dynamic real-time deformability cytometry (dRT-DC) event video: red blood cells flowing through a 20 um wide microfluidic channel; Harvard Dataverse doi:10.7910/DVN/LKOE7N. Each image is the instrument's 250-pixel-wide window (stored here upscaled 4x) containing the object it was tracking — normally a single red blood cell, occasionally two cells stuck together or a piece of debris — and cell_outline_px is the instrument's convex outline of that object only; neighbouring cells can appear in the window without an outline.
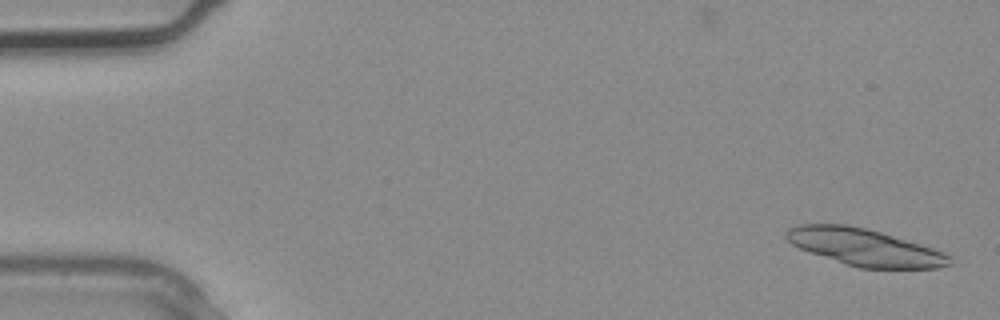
{"species": "common noctule bat (a hibernating species)", "species_latin": "Nyctalus noctula", "temperature_condition": "warm", "stored_images_in_passage": 3, "camera_frame_rate_fps": 3000, "um_per_image_px": 0.085, "animal": {"sex": "male", "body_mass_g": 20.4}, "frame": {"image": 1, "passage_image": 1, "time_ms": 0.0, "image_size_px": [1000, 320], "cell_outline_px": [[952, 264], [936, 268], [860, 268], [800, 248], [792, 244], [784, 236], [784, 232], [788, 228], [800, 224], [848, 224], [868, 228], [920, 244], [944, 252], [952, 256]], "centroid_in_image_um": [73.51, 21.0], "position_along_channel_um": 11.5, "area_um2": 34.91}}